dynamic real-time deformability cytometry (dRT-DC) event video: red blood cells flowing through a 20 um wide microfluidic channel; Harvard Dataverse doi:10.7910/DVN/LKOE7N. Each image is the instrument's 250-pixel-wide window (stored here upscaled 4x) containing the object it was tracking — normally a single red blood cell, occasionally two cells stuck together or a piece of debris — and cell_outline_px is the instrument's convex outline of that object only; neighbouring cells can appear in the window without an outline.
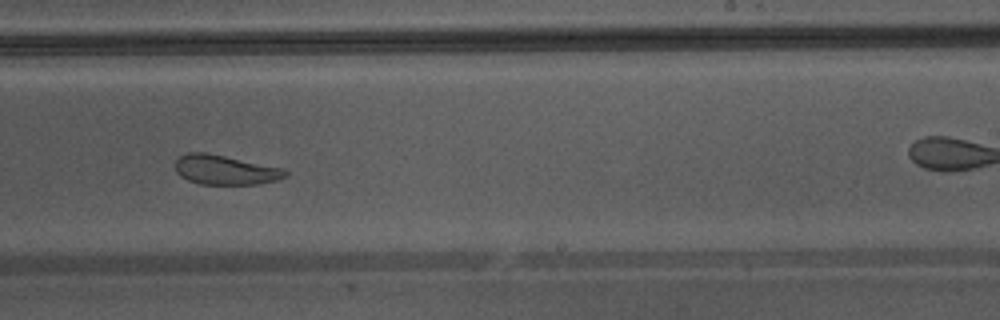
{"species": "Egyptian fruit bat (a non-hibernating species)", "species_latin": "Rousettus aegyptiacus", "temperature_condition": "warm", "stored_images_in_passage": 44, "camera_frame_rate_fps": 3000, "um_per_image_px": 0.085, "animal": {"sex": "male"}, "frame": {"image": 1, "passage_image": 26, "time_ms": 8.333, "image_size_px": [1000, 320], "cell_outline_px": [[288, 176], [276, 180], [256, 184], [200, 184], [188, 180], [180, 176], [176, 172], [176, 160], [184, 152], [204, 152], [284, 168], [288, 172]], "centroid_in_image_um": [19.13, 14.44], "position_along_channel_um": 269.9, "area_um2": 18.9}, "authors_computed_cell_mechanics": {"area_um2": 24.9118, "velocity_mm_per_s": 4.3155, "shape_relaxation_time_tau1_ms": null, "shape_relaxation_time_tau2_ms": 1.2551, "deformation_change_tau1": null, "deformation_change_tau2": 0.0779}}